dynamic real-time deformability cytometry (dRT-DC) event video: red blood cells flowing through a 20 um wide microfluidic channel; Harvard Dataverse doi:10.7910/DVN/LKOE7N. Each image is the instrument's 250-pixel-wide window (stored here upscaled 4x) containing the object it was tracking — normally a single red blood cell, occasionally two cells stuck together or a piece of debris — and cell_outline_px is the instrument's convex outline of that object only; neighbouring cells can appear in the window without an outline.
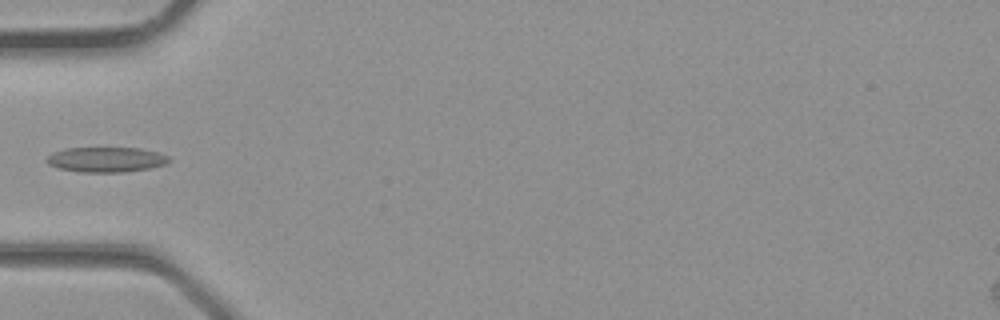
{"species": "common noctule bat (a hibernating species)", "species_latin": "Nyctalus noctula", "temperature_condition": "room temperature", "stored_images_in_passage": 3, "camera_frame_rate_fps": 3000, "um_per_image_px": 0.085, "animal": {"sex": "male", "body_mass_g": 23.1, "forearm_length_mm": 52.7}, "frame": {"image": 1, "passage_image": 3, "time_ms": 0.667, "image_size_px": [1000, 320], "cell_outline_px": [[172, 160], [168, 164], [152, 168], [124, 172], [80, 172], [60, 168], [48, 164], [44, 160], [52, 152], [64, 148], [140, 148], [160, 152], [168, 156]], "centroid_in_image_um": [9.07, 13.56], "position_along_channel_um": 75.9, "area_um2": 18.15}}